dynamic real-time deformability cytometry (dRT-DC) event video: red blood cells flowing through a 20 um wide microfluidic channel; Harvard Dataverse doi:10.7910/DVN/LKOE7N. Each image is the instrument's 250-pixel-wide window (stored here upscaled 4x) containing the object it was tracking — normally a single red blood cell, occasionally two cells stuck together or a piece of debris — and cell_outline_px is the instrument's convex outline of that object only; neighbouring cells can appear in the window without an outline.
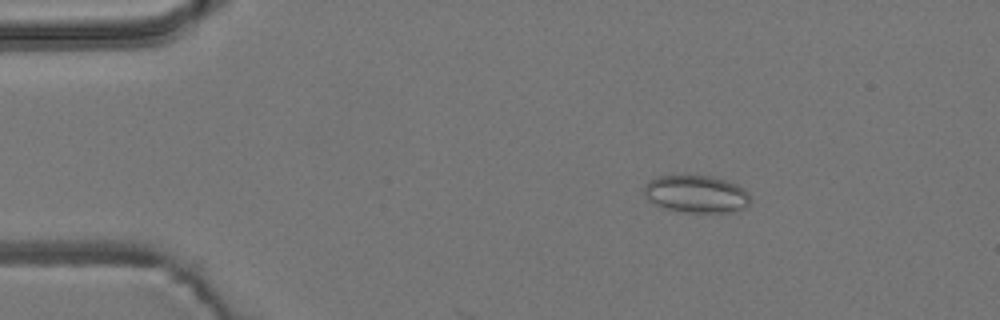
{"species": "common noctule bat (a hibernating species)", "species_latin": "Nyctalus noctula", "temperature_condition": "room temperature", "stored_images_in_passage": 4, "camera_frame_rate_fps": 3000, "um_per_image_px": 0.085, "animal": {"sex": "male", "body_mass_g": 19.2, "forearm_length_mm": 51.8}, "frame": {"image": 1, "passage_image": 2, "time_ms": 1.0, "image_size_px": [1000, 320], "cell_outline_px": [[752, 200], [744, 208], [732, 212], [684, 212], [668, 208], [656, 204], [648, 200], [644, 192], [644, 184], [648, 180], [656, 176], [716, 176], [736, 184], [748, 192]], "centroid_in_image_um": [59.2, 16.48], "position_along_channel_um": 25.8, "area_um2": 23.18}}